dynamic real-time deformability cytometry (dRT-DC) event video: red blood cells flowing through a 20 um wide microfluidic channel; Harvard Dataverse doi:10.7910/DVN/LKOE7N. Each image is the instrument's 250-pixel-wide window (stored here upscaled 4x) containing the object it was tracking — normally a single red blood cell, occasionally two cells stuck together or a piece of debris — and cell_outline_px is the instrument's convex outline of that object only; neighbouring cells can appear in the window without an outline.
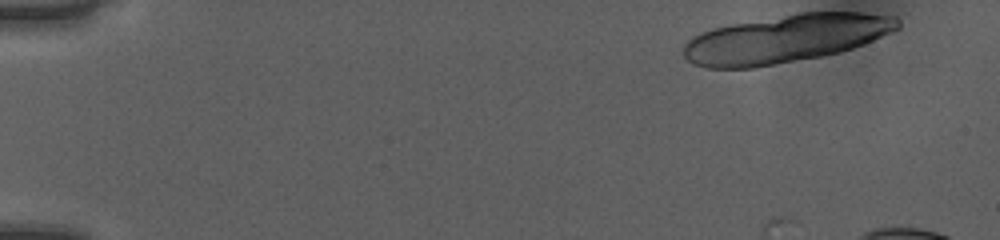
{"species": "human", "species_latin": "Homo sapiens", "temperature_condition": "room temperature", "stored_images_in_passage": 13, "camera_frame_rate_fps": 3000, "um_per_image_px": 0.085, "donor": {"sex": "female"}, "frame": {"image": 1, "passage_image": 1, "time_ms": 0.0, "image_size_px": [1000, 240], "cell_outline_px": [[900, 28], [864, 44], [840, 52], [820, 56], [776, 64], [752, 68], [708, 68], [692, 64], [684, 56], [684, 44], [692, 36], [700, 32], [712, 28], [732, 24], [800, 12], [860, 12], [896, 16], [900, 20]], "centroid_in_image_um": [66.77, 3.28], "position_along_channel_um": 18.2, "area_um2": 59.88}}